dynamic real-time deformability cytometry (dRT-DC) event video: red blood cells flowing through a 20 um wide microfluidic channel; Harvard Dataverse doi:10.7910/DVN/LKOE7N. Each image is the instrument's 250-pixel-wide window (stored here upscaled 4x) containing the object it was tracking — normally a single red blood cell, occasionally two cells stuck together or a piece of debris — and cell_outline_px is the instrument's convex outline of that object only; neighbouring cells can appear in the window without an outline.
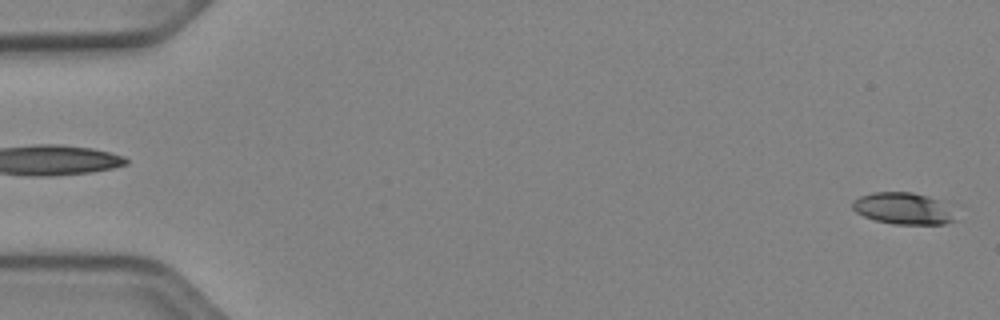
{"species": "Egyptian fruit bat (a non-hibernating species)", "species_latin": "Rousettus aegyptiacus", "temperature_condition": "cold", "stored_images_in_passage": 48, "camera_frame_rate_fps": 3000, "um_per_image_px": 0.085, "animal": {"sex": "female"}, "frame": {"image": 1, "passage_image": 1, "time_ms": 0.0, "image_size_px": [1000, 320], "cell_outline_px": [[956, 220], [944, 224], [892, 224], [876, 220], [864, 216], [856, 212], [852, 208], [852, 200], [860, 196], [872, 192], [912, 192], [928, 196], [940, 200]], "centroid_in_image_um": [76.7, 17.71], "position_along_channel_um": 8.3, "area_um2": 18.79}}
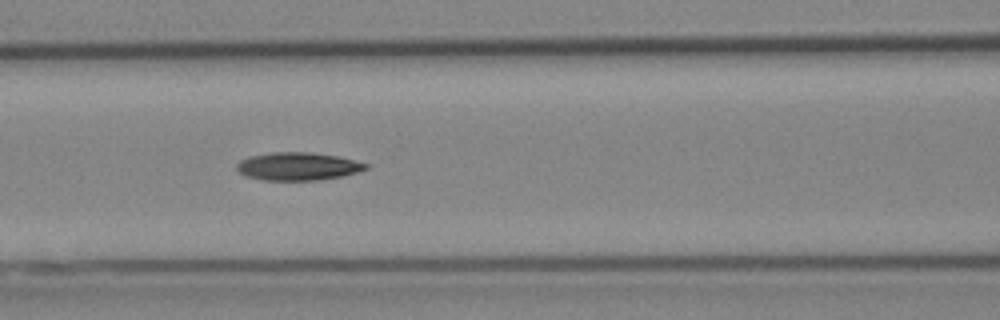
{"frame": {"image": 2, "passage_image": 23, "time_ms": 7.333, "image_size_px": [1000, 320], "cell_outline_px": [[368, 168], [344, 176], [320, 180], [264, 180], [248, 176], [240, 172], [236, 168], [236, 164], [240, 160], [252, 156], [272, 152], [308, 152], [340, 156], [368, 164]], "centroid_in_image_um": [25.35, 14.14], "position_along_channel_um": 141.3, "area_um2": 20.92}}
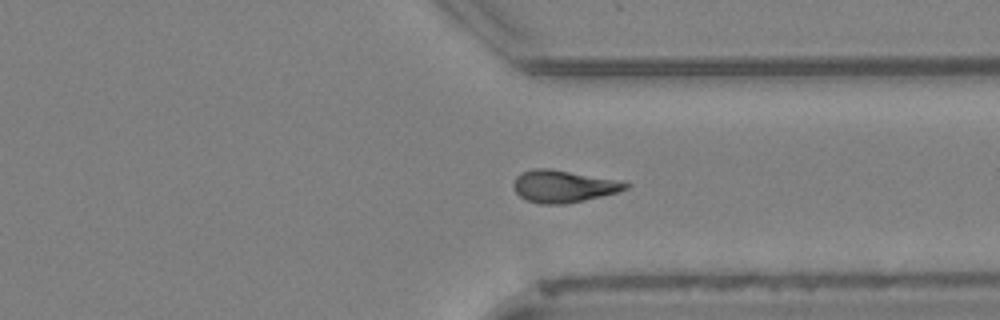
{"frame": {"image": 3, "passage_image": 40, "time_ms": 13.0, "image_size_px": [1000, 320], "cell_outline_px": [[632, 184], [628, 188], [616, 192], [584, 200], [564, 204], [540, 204], [528, 200], [520, 196], [516, 192], [512, 184], [516, 176], [520, 172], [536, 168], [548, 168], [612, 180]], "centroid_in_image_um": [47.8, 15.84], "position_along_channel_um": 363.6, "area_um2": 20.52}, "authors_computed_cell_mechanics": {"area_um2": 20.3745, "velocity_mm_per_s": 3.9167, "shape_relaxation_time_tau1_ms": null, "shape_relaxation_time_tau2_ms": 10.5629, "deformation_change_tau1": null, "deformation_change_tau2": 0.226}}